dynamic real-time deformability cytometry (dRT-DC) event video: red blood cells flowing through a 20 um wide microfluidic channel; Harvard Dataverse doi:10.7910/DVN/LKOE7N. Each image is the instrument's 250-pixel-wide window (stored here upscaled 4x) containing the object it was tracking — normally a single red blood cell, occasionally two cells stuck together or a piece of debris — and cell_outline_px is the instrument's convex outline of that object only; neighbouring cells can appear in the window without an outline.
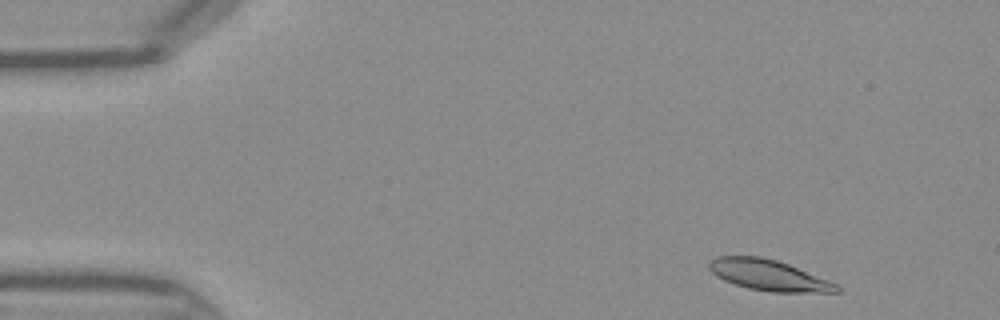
{"species": "Egyptian fruit bat (a non-hibernating species)", "species_latin": "Rousettus aegyptiacus", "temperature_condition": "warm", "stored_images_in_passage": 42, "camera_frame_rate_fps": 3000, "um_per_image_px": 0.085, "frame": {"image": 1, "passage_image": 2, "time_ms": 0.333, "image_size_px": [1000, 320], "cell_outline_px": [[840, 292], [772, 292], [748, 288], [724, 280], [716, 276], [708, 268], [708, 260], [716, 256], [760, 256], [776, 260], [788, 264], [828, 280], [836, 284], [840, 288]], "centroid_in_image_um": [65.29, 23.38], "position_along_channel_um": 19.7, "area_um2": 22.77}}
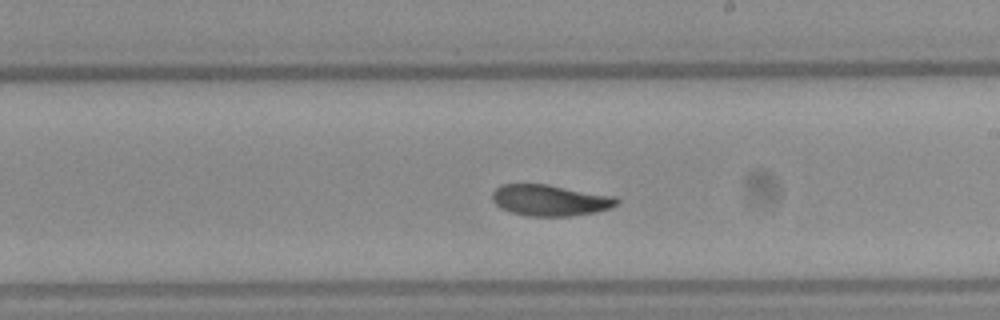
{"frame": {"image": 2, "passage_image": 23, "time_ms": 7.333, "image_size_px": [1000, 320], "cell_outline_px": [[620, 200], [612, 208], [596, 212], [568, 216], [528, 216], [512, 212], [500, 208], [492, 200], [492, 192], [496, 188], [504, 184], [548, 184], [616, 196]], "centroid_in_image_um": [46.78, 17.02], "position_along_channel_um": 242.2, "area_um2": 22.72}}
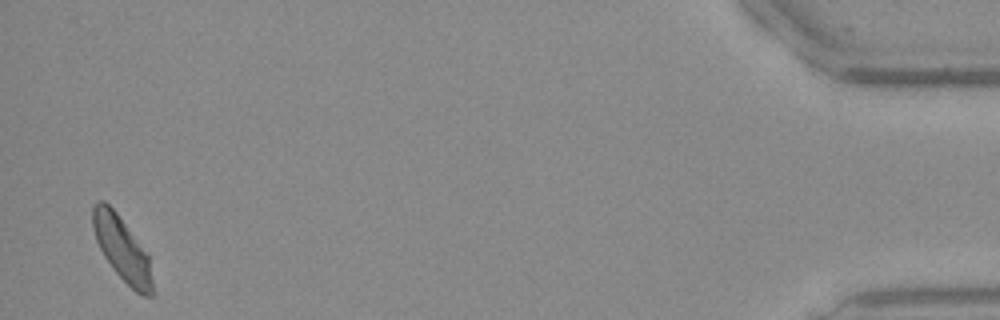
{"frame": {"image": 3, "passage_image": 41, "time_ms": 13.333, "image_size_px": [1000, 320], "cell_outline_px": [[152, 296], [144, 296], [136, 292], [112, 268], [104, 256], [96, 240], [92, 228], [92, 208], [96, 200], [104, 200], [116, 212], [148, 252], [152, 280]], "centroid_in_image_um": [10.36, 21.11], "position_along_channel_um": 424.8, "area_um2": 22.25}}